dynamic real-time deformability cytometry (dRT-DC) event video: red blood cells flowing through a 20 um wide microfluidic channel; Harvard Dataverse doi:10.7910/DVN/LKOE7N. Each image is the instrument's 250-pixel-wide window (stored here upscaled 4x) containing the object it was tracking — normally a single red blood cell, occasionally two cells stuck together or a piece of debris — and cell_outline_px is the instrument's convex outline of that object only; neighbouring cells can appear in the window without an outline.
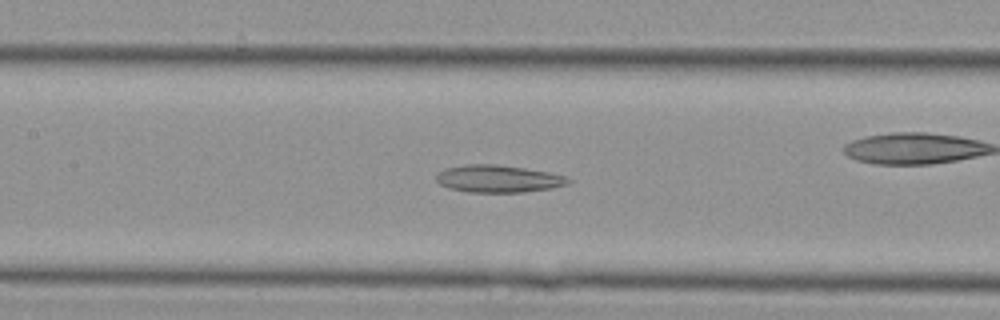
{"species": "Egyptian fruit bat (a non-hibernating species)", "species_latin": "Rousettus aegyptiacus", "temperature_condition": "cold", "stored_images_in_passage": 40, "camera_frame_rate_fps": 3000, "um_per_image_px": 0.085, "animal": {"sex": "female"}, "frame": {"image": 1, "passage_image": 18, "time_ms": 5.667, "image_size_px": [1000, 320], "cell_outline_px": [[572, 180], [568, 184], [552, 188], [524, 192], [468, 192], [448, 188], [440, 184], [436, 180], [436, 172], [444, 168], [464, 164], [496, 164], [524, 168], [548, 172], [564, 176]], "centroid_in_image_um": [42.3, 15.19], "position_along_channel_um": 165.1, "area_um2": 21.15}}